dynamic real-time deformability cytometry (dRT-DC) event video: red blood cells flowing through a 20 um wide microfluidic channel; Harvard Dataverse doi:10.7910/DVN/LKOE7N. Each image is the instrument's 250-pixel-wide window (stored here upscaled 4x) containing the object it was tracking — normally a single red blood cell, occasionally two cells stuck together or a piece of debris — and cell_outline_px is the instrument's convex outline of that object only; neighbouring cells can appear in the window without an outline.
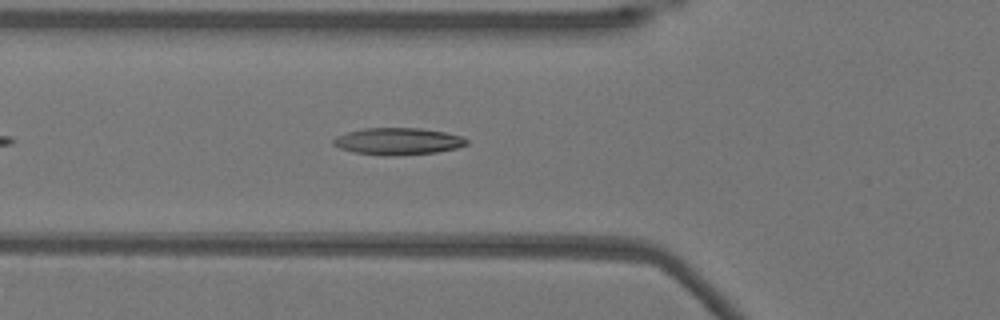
{"species": "Egyptian fruit bat (a non-hibernating species)", "species_latin": "Rousettus aegyptiacus", "temperature_condition": "warm", "stored_images_in_passage": 34, "camera_frame_rate_fps": 3000, "um_per_image_px": 0.085, "animal": {"sex": "female"}, "frame": {"image": 1, "passage_image": 7, "time_ms": 2.0, "image_size_px": [1000, 320], "cell_outline_px": [[468, 144], [456, 148], [436, 152], [396, 156], [384, 156], [356, 152], [340, 148], [332, 144], [332, 140], [336, 136], [348, 132], [364, 128], [420, 128], [444, 132], [460, 136], [468, 140]], "centroid_in_image_um": [33.81, 12.01], "position_along_channel_um": 92.0, "area_um2": 20.87}}
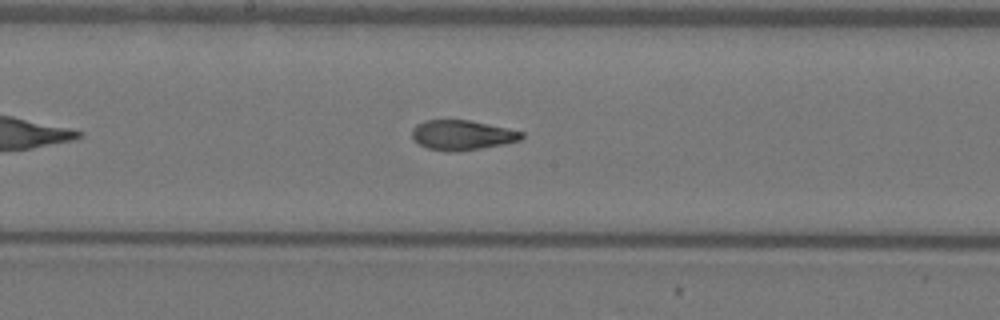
{"frame": {"image": 2, "passage_image": 16, "time_ms": 5.0, "image_size_px": [1000, 320], "cell_outline_px": [[524, 136], [520, 140], [504, 144], [456, 152], [448, 152], [428, 148], [412, 140], [412, 128], [416, 124], [424, 120], [468, 120], [488, 124], [524, 132]], "centroid_in_image_um": [39.25, 11.48], "position_along_channel_um": 209.0, "area_um2": 19.07}}
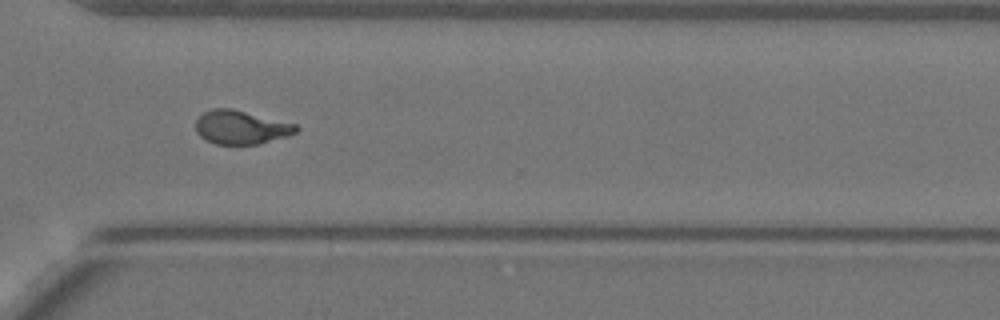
{"frame": {"image": 3, "passage_image": 27, "time_ms": 8.667, "image_size_px": [1000, 320], "cell_outline_px": [[300, 128], [296, 132], [288, 136], [256, 144], [216, 144], [200, 136], [196, 132], [196, 120], [204, 112], [212, 108], [232, 108], [296, 124]], "centroid_in_image_um": [20.49, 10.81], "position_along_channel_um": 350.1, "area_um2": 19.59}, "authors_computed_cell_mechanics": {"area_um2": 19.7676, "velocity_mm_per_s": 3.864, "shape_relaxation_time_tau1_ms": 8.1148, "shape_relaxation_time_tau2_ms": 1.4502, "deformation_change_tau1": 0.2642, "deformation_change_tau2": 0.0869}}